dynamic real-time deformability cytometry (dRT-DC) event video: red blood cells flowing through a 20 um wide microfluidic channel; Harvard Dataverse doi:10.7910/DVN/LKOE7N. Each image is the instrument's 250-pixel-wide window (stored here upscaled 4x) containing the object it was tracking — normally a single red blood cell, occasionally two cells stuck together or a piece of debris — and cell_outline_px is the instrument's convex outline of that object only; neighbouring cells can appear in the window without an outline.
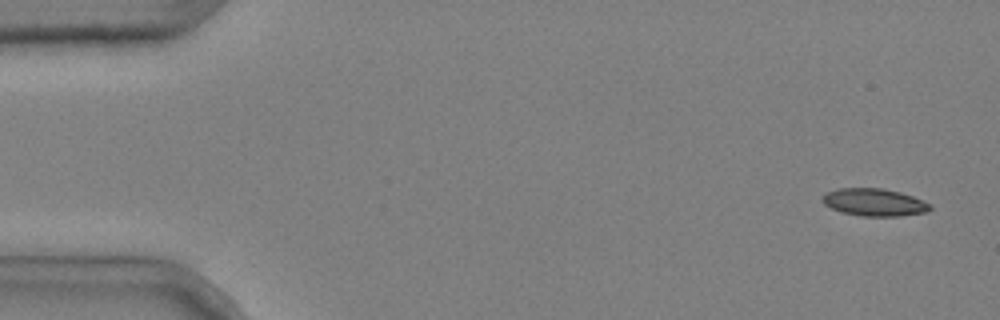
{"species": "common noctule bat (a hibernating species)", "species_latin": "Nyctalus noctula", "temperature_condition": "cold", "stored_images_in_passage": 6, "camera_frame_rate_fps": 3000, "um_per_image_px": 0.085, "animal": {"sex": "male", "body_mass_g": 20.4}, "frame": {"image": 1, "passage_image": 1, "time_ms": 0.0, "image_size_px": [1000, 320], "cell_outline_px": [[932, 208], [928, 212], [900, 216], [860, 216], [840, 212], [824, 204], [820, 200], [820, 196], [824, 192], [840, 188], [884, 188], [900, 192], [912, 196], [928, 204]], "centroid_in_image_um": [74.24, 17.19], "position_along_channel_um": 10.8, "area_um2": 17.4}}